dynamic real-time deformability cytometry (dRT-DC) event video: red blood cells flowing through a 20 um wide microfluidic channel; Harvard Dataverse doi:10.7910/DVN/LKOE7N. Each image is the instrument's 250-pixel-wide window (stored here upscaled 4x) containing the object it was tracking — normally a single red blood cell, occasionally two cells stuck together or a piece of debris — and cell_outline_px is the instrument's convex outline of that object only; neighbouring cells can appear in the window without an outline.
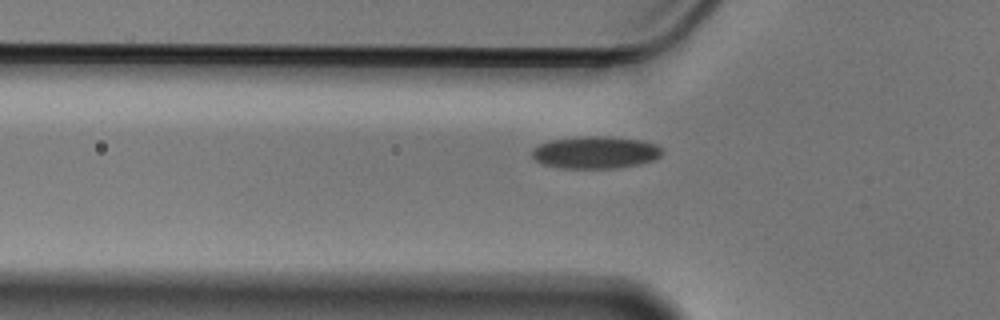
{"species": "Egyptian fruit bat (a non-hibernating species)", "species_latin": "Rousettus aegyptiacus", "temperature_condition": "cold", "stored_images_in_passage": 39, "camera_frame_rate_fps": 3000, "um_per_image_px": 0.085, "animal": {"sex": "male"}, "frame": {"image": 1, "passage_image": 6, "time_ms": 1.667, "image_size_px": [1000, 320], "cell_outline_px": [[664, 152], [660, 156], [652, 160], [640, 164], [620, 168], [560, 168], [544, 164], [536, 160], [532, 156], [532, 148], [540, 144], [552, 140], [580, 136], [608, 136], [640, 140], [656, 144]], "centroid_in_image_um": [50.62, 12.95], "position_along_channel_um": 75.2, "area_um2": 24.51}}
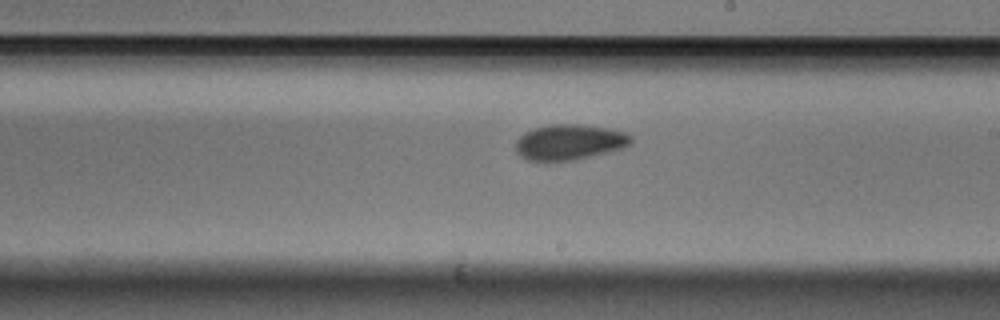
{"frame": {"image": 2, "passage_image": 20, "time_ms": 6.333, "image_size_px": [1000, 320], "cell_outline_px": [[632, 144], [624, 148], [576, 160], [528, 160], [520, 156], [516, 152], [516, 140], [524, 132], [536, 128], [552, 124], [580, 124], [608, 128], [624, 132], [632, 136]], "centroid_in_image_um": [48.43, 12.08], "position_along_channel_um": 240.6, "area_um2": 23.87}}
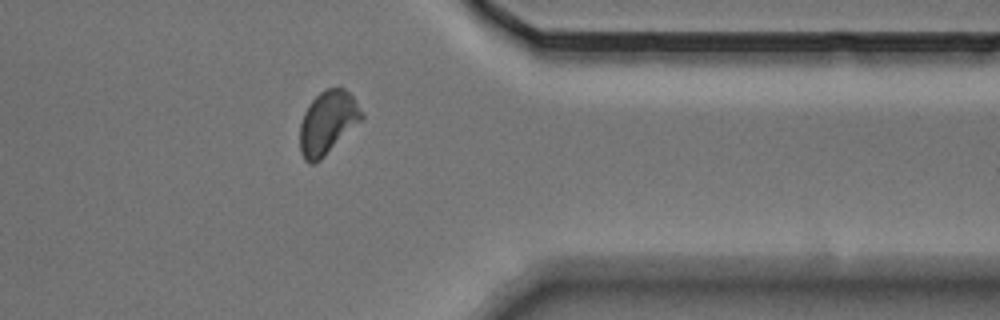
{"frame": {"image": 3, "passage_image": 33, "time_ms": 10.667, "image_size_px": [1000, 320], "cell_outline_px": [[364, 116], [320, 160], [312, 164], [308, 164], [304, 160], [300, 152], [300, 124], [304, 112], [308, 104], [324, 88], [344, 88], [352, 96], [364, 112]], "centroid_in_image_um": [27.82, 10.41], "position_along_channel_um": 383.6, "area_um2": 22.48}}